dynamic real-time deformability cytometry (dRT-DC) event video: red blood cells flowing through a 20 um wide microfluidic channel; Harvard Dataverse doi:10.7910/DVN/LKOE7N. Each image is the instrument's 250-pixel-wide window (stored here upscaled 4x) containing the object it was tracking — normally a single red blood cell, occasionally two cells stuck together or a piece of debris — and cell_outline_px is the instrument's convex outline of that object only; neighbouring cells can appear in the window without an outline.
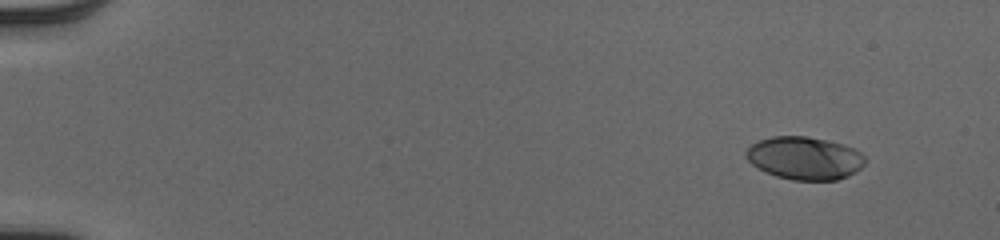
{"species": "human", "species_latin": "Homo sapiens", "temperature_condition": "cold", "stored_images_in_passage": 45, "camera_frame_rate_fps": 3000, "um_per_image_px": 0.085, "donor": {"sex": "male"}, "frame": {"image": 1, "passage_image": 1, "time_ms": 0.0, "image_size_px": [1000, 240], "cell_outline_px": [[868, 160], [856, 172], [848, 176], [836, 180], [792, 180], [776, 176], [764, 172], [752, 164], [748, 160], [744, 152], [752, 144], [760, 140], [772, 136], [808, 136], [844, 144], [860, 152]], "centroid_in_image_um": [68.4, 13.44], "position_along_channel_um": 16.6, "area_um2": 29.88}}
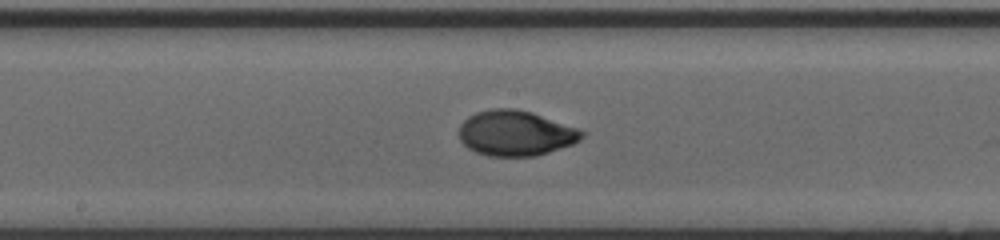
{"frame": {"image": 2, "passage_image": 26, "time_ms": 8.333, "image_size_px": [1000, 240], "cell_outline_px": [[584, 136], [580, 140], [572, 144], [536, 156], [488, 156], [476, 152], [468, 148], [460, 140], [460, 124], [468, 116], [476, 112], [492, 108], [516, 108], [532, 112], [580, 128], [584, 132]], "centroid_in_image_um": [43.84, 11.31], "position_along_channel_um": 204.4, "area_um2": 32.6}}
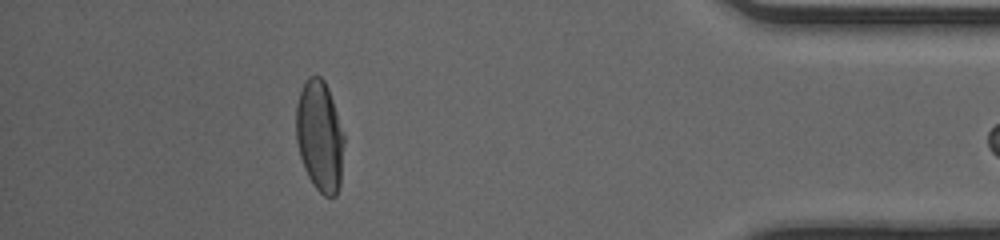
{"frame": {"image": 3, "passage_image": 44, "time_ms": 14.333, "image_size_px": [1000, 240], "cell_outline_px": [[344, 144], [340, 184], [336, 196], [324, 196], [312, 184], [304, 168], [300, 156], [296, 140], [296, 104], [300, 92], [308, 76], [320, 76], [324, 80], [328, 88], [344, 136]], "centroid_in_image_um": [27.17, 11.59], "position_along_channel_um": 408.0, "area_um2": 30.92}}